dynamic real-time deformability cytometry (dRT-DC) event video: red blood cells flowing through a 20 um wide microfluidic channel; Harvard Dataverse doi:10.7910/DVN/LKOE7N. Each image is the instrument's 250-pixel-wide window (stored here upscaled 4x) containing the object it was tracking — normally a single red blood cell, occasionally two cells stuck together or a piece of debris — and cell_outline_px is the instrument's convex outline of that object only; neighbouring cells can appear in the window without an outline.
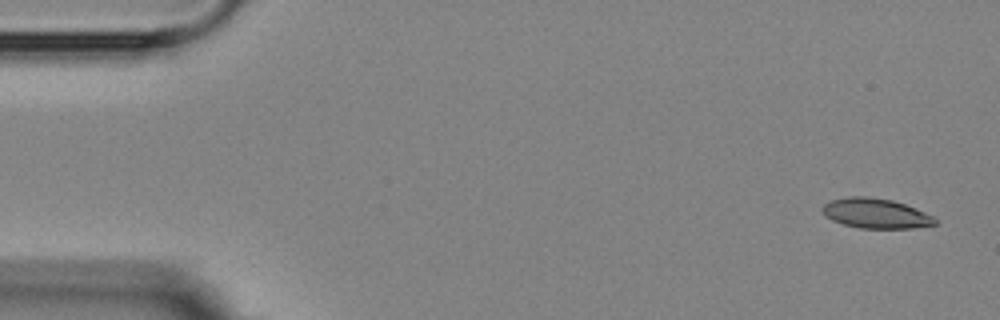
{"species": "Egyptian fruit bat (a non-hibernating species)", "species_latin": "Rousettus aegyptiacus", "temperature_condition": "room temperature", "stored_images_in_passage": 4, "camera_frame_rate_fps": 3000, "um_per_image_px": 0.085, "animal": {"sex": "female"}, "frame": {"image": 1, "passage_image": 1, "time_ms": 0.0, "image_size_px": [1000, 320], "cell_outline_px": [[936, 224], [912, 228], [860, 228], [844, 224], [832, 220], [824, 216], [820, 208], [824, 204], [832, 200], [848, 196], [868, 196], [892, 200], [916, 208], [932, 216], [936, 220]], "centroid_in_image_um": [74.39, 18.13], "position_along_channel_um": 10.6, "area_um2": 19.59}}